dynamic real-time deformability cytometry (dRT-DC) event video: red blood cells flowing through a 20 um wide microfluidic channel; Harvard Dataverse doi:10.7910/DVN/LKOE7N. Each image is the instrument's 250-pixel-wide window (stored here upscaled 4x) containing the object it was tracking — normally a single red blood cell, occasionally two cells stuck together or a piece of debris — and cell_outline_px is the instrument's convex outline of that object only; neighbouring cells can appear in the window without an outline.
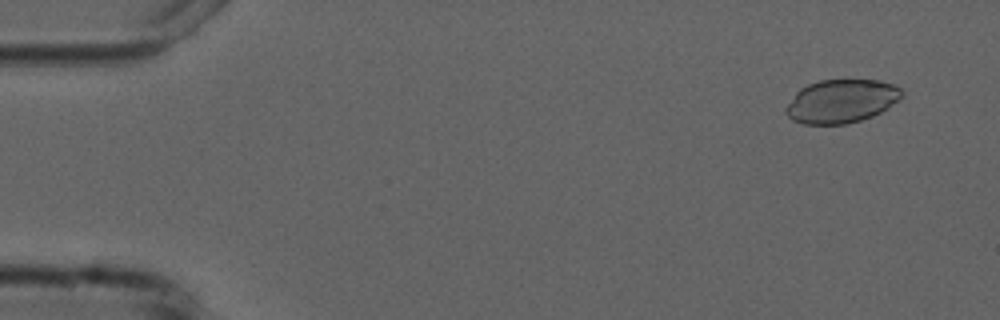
{"species": "common noctule bat (a hibernating species)", "species_latin": "Nyctalus noctula", "temperature_condition": "cold", "stored_images_in_passage": 3, "camera_frame_rate_fps": 3000, "um_per_image_px": 0.085, "animal": {"sex": "male", "forearm_length_mm": 52.5}, "frame": {"image": 1, "passage_image": 1, "time_ms": 0.0, "image_size_px": [1000, 320], "cell_outline_px": [[904, 96], [900, 100], [888, 108], [872, 116], [860, 120], [844, 124], [804, 124], [792, 120], [784, 112], [784, 108], [796, 92], [800, 88], [808, 84], [820, 80], [880, 80], [892, 84], [900, 88], [904, 92]], "centroid_in_image_um": [71.52, 8.6], "position_along_channel_um": 13.5, "area_um2": 29.54}}